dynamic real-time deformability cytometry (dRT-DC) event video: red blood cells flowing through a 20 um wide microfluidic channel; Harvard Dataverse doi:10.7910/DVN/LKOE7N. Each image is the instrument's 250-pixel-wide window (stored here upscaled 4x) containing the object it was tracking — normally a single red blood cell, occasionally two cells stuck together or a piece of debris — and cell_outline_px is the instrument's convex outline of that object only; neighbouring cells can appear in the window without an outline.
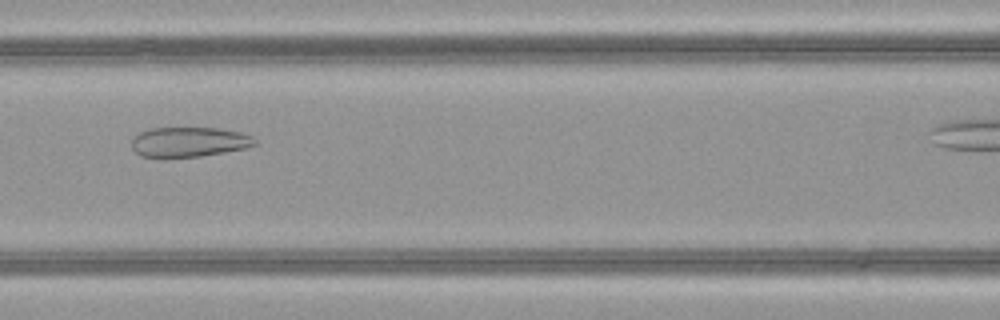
{"species": "common noctule bat (a hibernating species)", "species_latin": "Nyctalus noctula", "temperature_condition": "warm", "stored_images_in_passage": 34, "camera_frame_rate_fps": 3000, "um_per_image_px": 0.085, "animal": {"sex": "female", "body_mass_g": 21.9}, "frame": {"image": 1, "passage_image": 8, "time_ms": 2.333, "image_size_px": [1000, 320], "cell_outline_px": [[256, 144], [244, 148], [224, 152], [200, 156], [164, 160], [140, 156], [132, 148], [132, 136], [148, 128], [216, 128], [240, 132], [252, 136], [256, 140]], "centroid_in_image_um": [15.98, 12.1], "position_along_channel_um": 150.6, "area_um2": 22.02}}
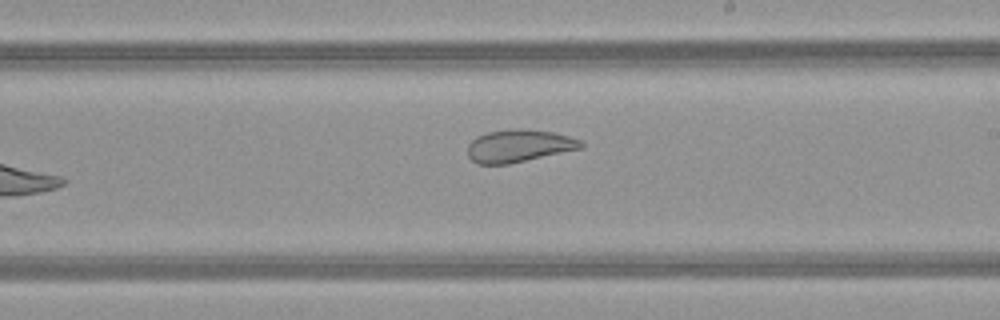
{"frame": {"image": 2, "passage_image": 15, "time_ms": 4.667, "image_size_px": [1000, 320], "cell_outline_px": [[584, 148], [508, 164], [476, 164], [468, 156], [468, 144], [476, 136], [488, 132], [520, 128], [552, 132], [568, 136], [580, 140], [584, 144]], "centroid_in_image_um": [44.1, 12.4], "position_along_channel_um": 244.9, "area_um2": 21.44}}
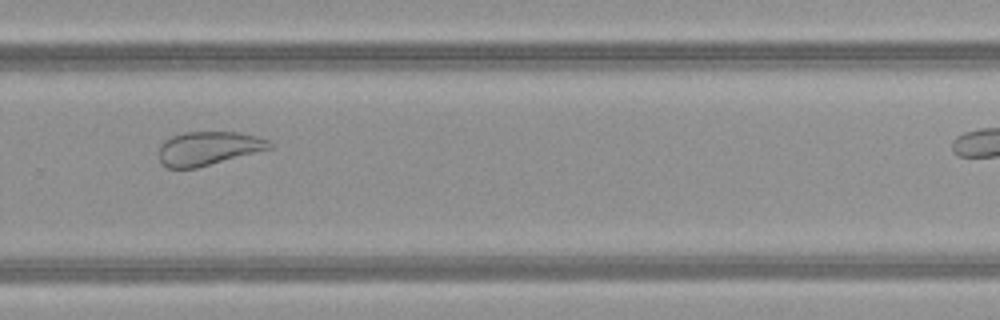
{"frame": {"image": 3, "passage_image": 20, "time_ms": 6.333, "image_size_px": [1000, 320], "cell_outline_px": [[272, 148], [196, 168], [168, 168], [160, 164], [160, 144], [164, 140], [172, 136], [184, 132], [240, 132], [256, 136], [268, 140], [272, 144]], "centroid_in_image_um": [17.69, 12.6], "position_along_channel_um": 312.1, "area_um2": 21.68}, "authors_computed_cell_mechanics": {"area_um2": 24.3627, "velocity_mm_per_s": 4.0466, "shape_relaxation_time_tau1_ms": null, "shape_relaxation_time_tau2_ms": 1.2493, "deformation_change_tau1": null, "deformation_change_tau2": 0.0748}}